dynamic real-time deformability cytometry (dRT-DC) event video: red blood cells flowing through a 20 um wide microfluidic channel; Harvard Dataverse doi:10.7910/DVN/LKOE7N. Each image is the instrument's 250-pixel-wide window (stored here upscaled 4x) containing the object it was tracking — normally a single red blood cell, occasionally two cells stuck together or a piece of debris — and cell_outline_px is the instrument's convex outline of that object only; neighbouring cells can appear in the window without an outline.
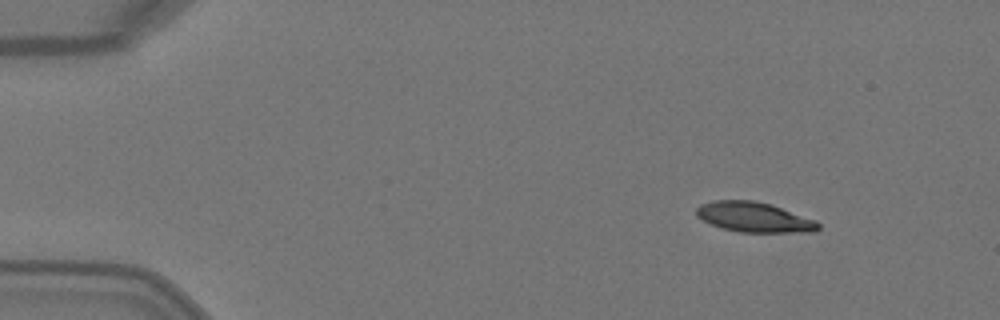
{"species": "Egyptian fruit bat (a non-hibernating species)", "species_latin": "Rousettus aegyptiacus", "temperature_condition": "warm", "stored_images_in_passage": 4, "camera_frame_rate_fps": 3000, "um_per_image_px": 0.085, "animal": {"sex": "female"}, "frame": {"image": 1, "passage_image": 1, "time_ms": 0.0, "image_size_px": [1000, 320], "cell_outline_px": [[820, 228], [816, 232], [740, 232], [720, 228], [696, 216], [696, 208], [700, 204], [712, 200], [752, 200], [772, 204], [816, 220], [820, 224]], "centroid_in_image_um": [64.11, 18.45], "position_along_channel_um": 20.9, "area_um2": 21.5}}
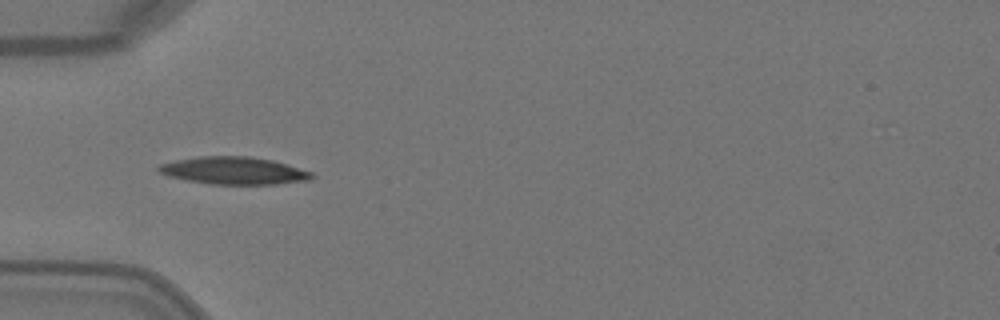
{"frame": {"image": 2, "passage_image": 4, "time_ms": 1.0, "image_size_px": [1000, 320], "cell_outline_px": [[316, 176], [312, 180], [276, 184], [212, 184], [188, 180], [168, 176], [160, 172], [156, 168], [160, 164], [176, 160], [200, 156], [252, 156], [272, 160], [312, 172]], "centroid_in_image_um": [19.91, 14.5], "position_along_channel_um": 65.1, "area_um2": 24.45}}